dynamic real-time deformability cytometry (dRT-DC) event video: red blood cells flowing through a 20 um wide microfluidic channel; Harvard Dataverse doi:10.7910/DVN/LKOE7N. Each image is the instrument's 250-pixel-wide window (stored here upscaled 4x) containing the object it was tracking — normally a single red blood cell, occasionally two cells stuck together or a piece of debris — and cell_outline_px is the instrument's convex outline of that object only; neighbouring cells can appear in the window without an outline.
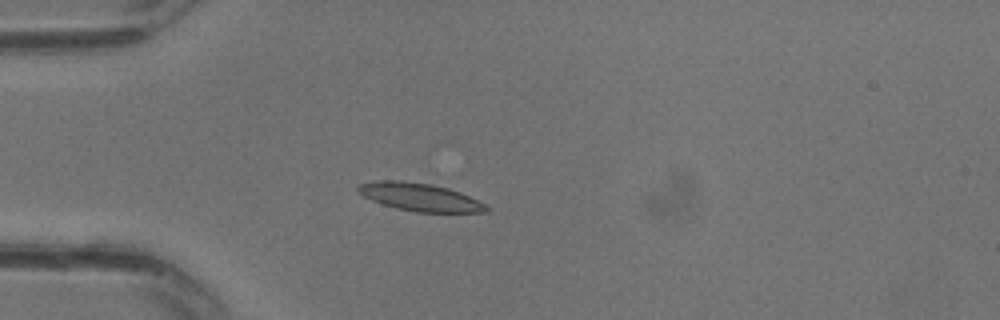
{"species": "common noctule bat (a hibernating species)", "species_latin": "Nyctalus noctula", "temperature_condition": "warm", "stored_images_in_passage": 12, "camera_frame_rate_fps": 3000, "um_per_image_px": 0.085, "animal": {"sex": "male", "body_mass_g": 13.3}, "frame": {"image": 1, "passage_image": 9, "time_ms": 2.667, "image_size_px": [1000, 320], "cell_outline_px": [[492, 208], [488, 212], [416, 212], [396, 208], [372, 200], [356, 192], [356, 188], [360, 184], [380, 180], [400, 180], [432, 184], [448, 188], [460, 192], [488, 204]], "centroid_in_image_um": [35.74, 16.75], "position_along_channel_um": 49.3, "area_um2": 20.98}}
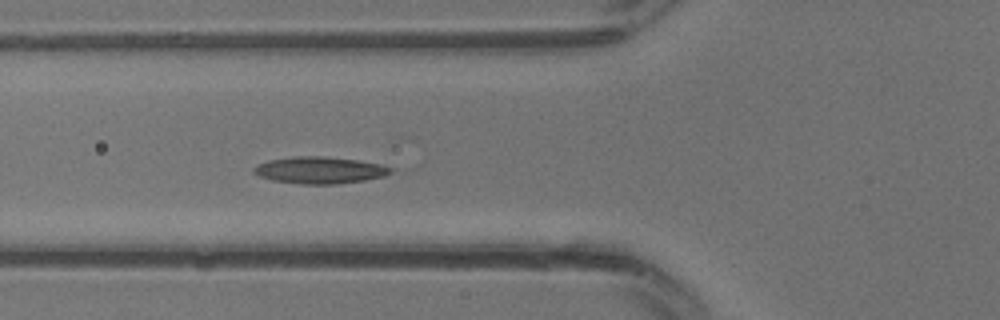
{"frame": {"image": 2, "passage_image": 12, "time_ms": 3.667, "image_size_px": [1000, 320], "cell_outline_px": [[392, 172], [384, 176], [364, 180], [336, 184], [300, 184], [272, 180], [260, 176], [252, 172], [252, 168], [256, 164], [268, 160], [296, 156], [324, 156], [356, 160], [384, 164], [392, 168]], "centroid_in_image_um": [27.16, 14.46], "position_along_channel_um": 98.6, "area_um2": 21.5}}